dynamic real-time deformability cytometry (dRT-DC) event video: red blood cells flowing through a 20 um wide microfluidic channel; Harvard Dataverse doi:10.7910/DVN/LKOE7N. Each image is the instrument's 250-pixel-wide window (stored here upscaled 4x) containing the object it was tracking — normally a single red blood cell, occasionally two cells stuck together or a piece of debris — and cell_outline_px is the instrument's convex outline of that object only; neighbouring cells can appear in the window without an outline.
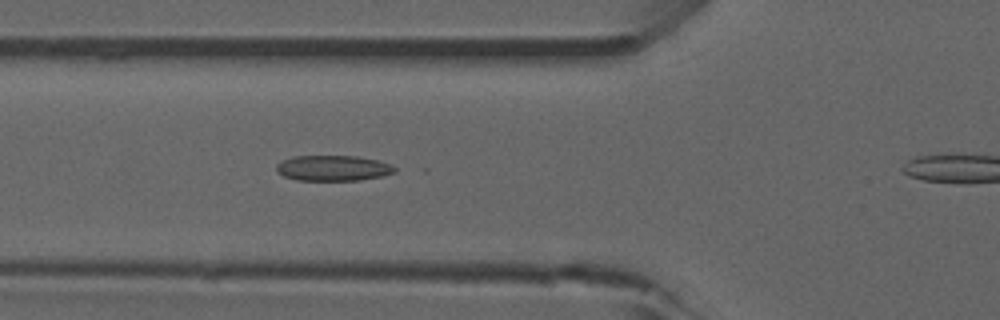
{"species": "common noctule bat (a hibernating species)", "species_latin": "Nyctalus noctula", "temperature_condition": "room temperature", "stored_images_in_passage": 34, "camera_frame_rate_fps": 3000, "um_per_image_px": 0.085, "animal": {"sex": "male", "forearm_length_mm": 52.5}, "frame": {"image": 1, "passage_image": 10, "time_ms": 3.0, "image_size_px": [1000, 320], "cell_outline_px": [[396, 172], [380, 176], [360, 180], [296, 180], [284, 176], [276, 172], [276, 164], [280, 160], [292, 156], [356, 156], [380, 160], [392, 164], [396, 168]], "centroid_in_image_um": [28.29, 14.28], "position_along_channel_um": 97.5, "area_um2": 17.8}}